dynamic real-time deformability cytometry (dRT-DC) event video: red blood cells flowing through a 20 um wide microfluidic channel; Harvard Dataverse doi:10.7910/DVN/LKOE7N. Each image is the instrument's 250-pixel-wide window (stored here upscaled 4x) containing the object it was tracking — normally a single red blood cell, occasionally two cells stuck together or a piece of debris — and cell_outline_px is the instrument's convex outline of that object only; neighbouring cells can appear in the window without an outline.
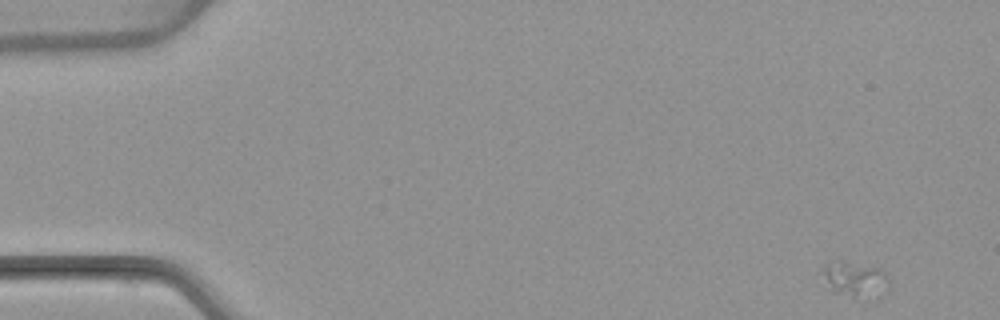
{"species": "common noctule bat (a hibernating species)", "species_latin": "Nyctalus noctula", "temperature_condition": "warm", "stored_images_in_passage": 5, "camera_frame_rate_fps": 3000, "um_per_image_px": 0.085, "animal": {"sex": "female", "body_mass_g": 22.7, "forearm_length_mm": 54.2}, "frame": {"image": 1, "passage_image": 1, "time_ms": 0.0, "image_size_px": [1000, 320], "cell_outline_px": [[884, 276], [856, 292], [832, 292], [824, 272], [824, 264], [828, 260], [844, 260], [880, 268], [884, 272]], "centroid_in_image_um": [72.27, 23.42], "position_along_channel_um": 12.7, "area_um2": 10.29}}
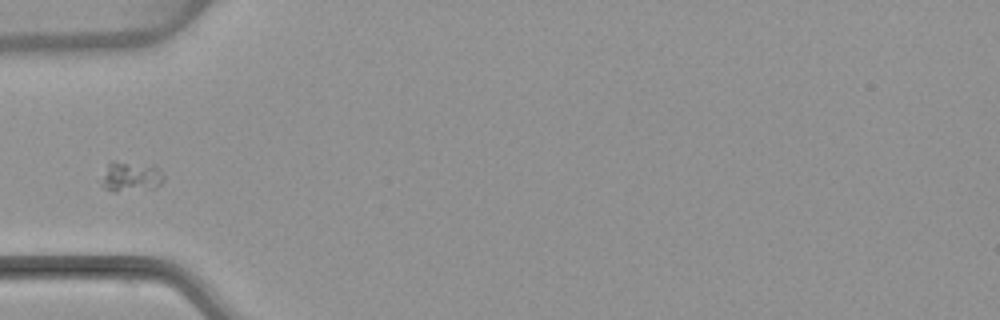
{"frame": {"image": 2, "passage_image": 5, "time_ms": 5.0, "image_size_px": [1000, 320], "cell_outline_px": [[164, 180], [156, 188], [116, 192], [112, 192], [104, 188], [100, 184], [108, 164], [112, 160], [152, 164], [160, 168], [164, 176]], "centroid_in_image_um": [11.15, 15.0], "position_along_channel_um": 73.8, "area_um2": 11.33}}